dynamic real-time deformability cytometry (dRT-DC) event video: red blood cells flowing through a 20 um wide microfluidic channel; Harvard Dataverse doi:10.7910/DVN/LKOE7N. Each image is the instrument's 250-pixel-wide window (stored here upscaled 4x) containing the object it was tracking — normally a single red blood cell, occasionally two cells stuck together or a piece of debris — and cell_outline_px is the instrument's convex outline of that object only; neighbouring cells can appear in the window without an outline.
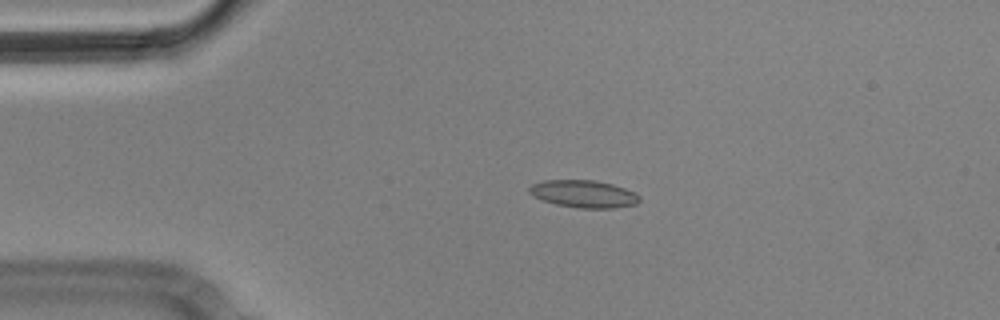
{"species": "Egyptian fruit bat (a non-hibernating species)", "species_latin": "Rousettus aegyptiacus", "temperature_condition": "cold", "stored_images_in_passage": 4, "camera_frame_rate_fps": 3000, "um_per_image_px": 0.085, "animal": {"sex": "male"}, "frame": {"image": 1, "passage_image": 3, "time_ms": 0.667, "image_size_px": [1000, 320], "cell_outline_px": [[640, 200], [636, 204], [612, 208], [576, 208], [556, 204], [532, 196], [528, 192], [528, 188], [532, 184], [544, 180], [596, 180], [612, 184], [636, 192], [640, 196]], "centroid_in_image_um": [49.61, 16.48], "position_along_channel_um": 35.4, "area_um2": 17.69}}